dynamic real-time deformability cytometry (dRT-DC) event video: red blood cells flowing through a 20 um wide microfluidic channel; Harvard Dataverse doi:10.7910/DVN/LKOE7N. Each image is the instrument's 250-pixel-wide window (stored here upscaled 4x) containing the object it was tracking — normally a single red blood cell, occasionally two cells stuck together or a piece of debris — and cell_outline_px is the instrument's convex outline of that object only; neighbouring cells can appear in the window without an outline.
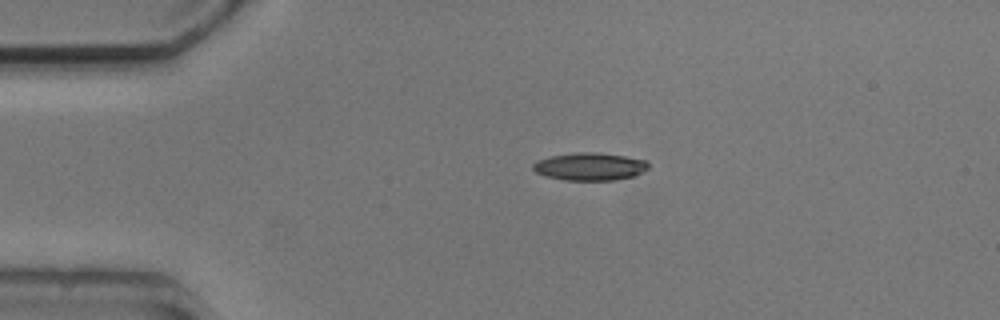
{"species": "common noctule bat (a hibernating species)", "species_latin": "Nyctalus noctula", "temperature_condition": "cold", "stored_images_in_passage": 3, "camera_frame_rate_fps": 3000, "um_per_image_px": 0.085, "animal": {"sex": "male", "body_mass_g": 20.5, "forearm_length_mm": 52.5}, "frame": {"image": 1, "passage_image": 2, "time_ms": 1.667, "image_size_px": [1000, 320], "cell_outline_px": [[648, 168], [632, 176], [616, 180], [564, 180], [544, 176], [536, 172], [532, 168], [532, 164], [536, 160], [548, 156], [576, 152], [596, 152], [624, 156], [648, 160]], "centroid_in_image_um": [50.08, 14.15], "position_along_channel_um": 34.9, "area_um2": 18.73}}
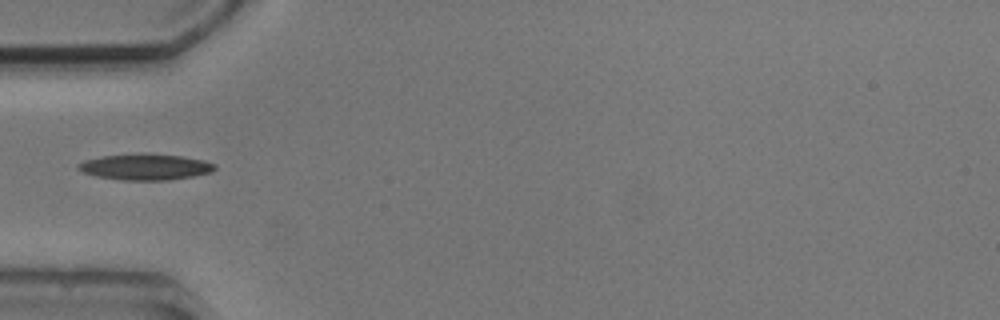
{"frame": {"image": 2, "passage_image": 3, "time_ms": 3.667, "image_size_px": [1000, 320], "cell_outline_px": [[216, 168], [212, 172], [192, 176], [168, 180], [124, 180], [96, 176], [84, 172], [76, 168], [76, 164], [84, 160], [104, 156], [180, 156], [204, 160], [216, 164]], "centroid_in_image_um": [12.37, 14.23], "position_along_channel_um": 72.6, "area_um2": 19.77}}